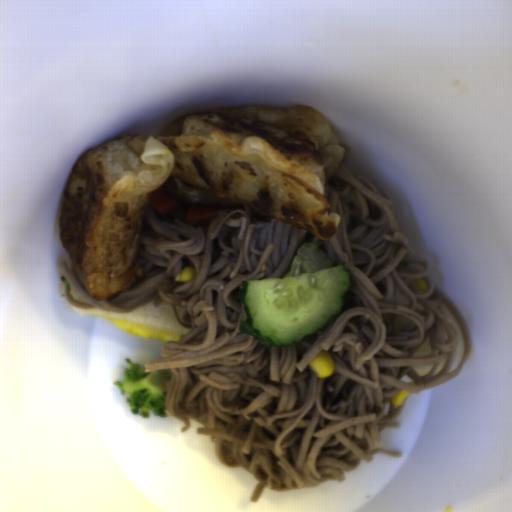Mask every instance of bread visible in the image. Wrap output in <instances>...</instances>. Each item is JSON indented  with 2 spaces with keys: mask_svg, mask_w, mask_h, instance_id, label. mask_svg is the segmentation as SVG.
Returning a JSON list of instances; mask_svg holds the SVG:
<instances>
[{
  "mask_svg": "<svg viewBox=\"0 0 512 512\" xmlns=\"http://www.w3.org/2000/svg\"><path fill=\"white\" fill-rule=\"evenodd\" d=\"M409 320L405 316H397L395 318L394 333L399 332Z\"/></svg>",
  "mask_w": 512,
  "mask_h": 512,
  "instance_id": "obj_4",
  "label": "bread"
},
{
  "mask_svg": "<svg viewBox=\"0 0 512 512\" xmlns=\"http://www.w3.org/2000/svg\"><path fill=\"white\" fill-rule=\"evenodd\" d=\"M446 363H447V357H446L445 359H443V360L438 364V366H437V368H436V371H435L434 375H438V374L443 370V368L445 367Z\"/></svg>",
  "mask_w": 512,
  "mask_h": 512,
  "instance_id": "obj_6",
  "label": "bread"
},
{
  "mask_svg": "<svg viewBox=\"0 0 512 512\" xmlns=\"http://www.w3.org/2000/svg\"><path fill=\"white\" fill-rule=\"evenodd\" d=\"M409 302H410L409 299L405 295L398 294L396 304L403 306V305L409 304Z\"/></svg>",
  "mask_w": 512,
  "mask_h": 512,
  "instance_id": "obj_5",
  "label": "bread"
},
{
  "mask_svg": "<svg viewBox=\"0 0 512 512\" xmlns=\"http://www.w3.org/2000/svg\"><path fill=\"white\" fill-rule=\"evenodd\" d=\"M74 300H76L77 302L79 303H82V304H90L89 302H87L86 300H84L82 297H80L77 293L73 295L72 297Z\"/></svg>",
  "mask_w": 512,
  "mask_h": 512,
  "instance_id": "obj_7",
  "label": "bread"
},
{
  "mask_svg": "<svg viewBox=\"0 0 512 512\" xmlns=\"http://www.w3.org/2000/svg\"><path fill=\"white\" fill-rule=\"evenodd\" d=\"M72 310L81 316L88 315L106 320H108L107 318H114L171 330L178 332L180 338L192 330L180 325L172 304L165 300L159 306H154L152 300L131 312H110L98 307L76 308L74 306Z\"/></svg>",
  "mask_w": 512,
  "mask_h": 512,
  "instance_id": "obj_1",
  "label": "bread"
},
{
  "mask_svg": "<svg viewBox=\"0 0 512 512\" xmlns=\"http://www.w3.org/2000/svg\"><path fill=\"white\" fill-rule=\"evenodd\" d=\"M432 366H433V364L432 365H422V366H412V368L417 376L422 377V376L429 374V372L432 369Z\"/></svg>",
  "mask_w": 512,
  "mask_h": 512,
  "instance_id": "obj_3",
  "label": "bread"
},
{
  "mask_svg": "<svg viewBox=\"0 0 512 512\" xmlns=\"http://www.w3.org/2000/svg\"><path fill=\"white\" fill-rule=\"evenodd\" d=\"M430 355H431V350H430L429 342L427 340L419 347V349L412 356L415 358V357H429Z\"/></svg>",
  "mask_w": 512,
  "mask_h": 512,
  "instance_id": "obj_2",
  "label": "bread"
}]
</instances>
